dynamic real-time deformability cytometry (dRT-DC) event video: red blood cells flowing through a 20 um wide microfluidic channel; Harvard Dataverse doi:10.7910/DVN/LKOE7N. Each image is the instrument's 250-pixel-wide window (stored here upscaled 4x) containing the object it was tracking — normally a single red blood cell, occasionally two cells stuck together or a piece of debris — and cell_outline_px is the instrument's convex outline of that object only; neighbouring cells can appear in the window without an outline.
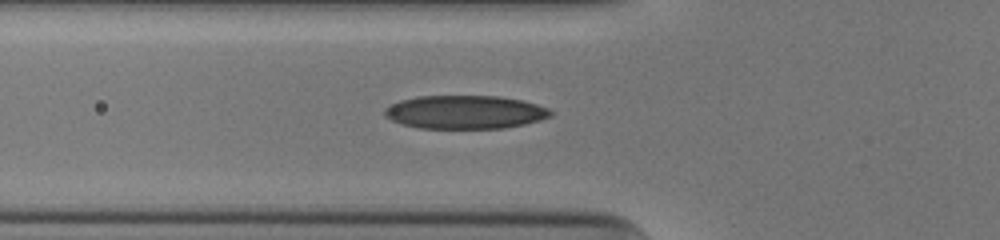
{"species": "human", "species_latin": "Homo sapiens", "temperature_condition": "cold", "stored_images_in_passage": 34, "camera_frame_rate_fps": 3000, "um_per_image_px": 0.085, "donor": {"sex": "male"}, "frame": {"image": 1, "passage_image": 2, "time_ms": 0.333, "image_size_px": [1000, 240], "cell_outline_px": [[552, 116], [540, 120], [524, 124], [504, 128], [420, 128], [400, 124], [384, 116], [384, 108], [400, 100], [416, 96], [500, 96], [524, 100], [548, 108], [552, 112]], "centroid_in_image_um": [39.52, 9.52], "position_along_channel_um": 86.3, "area_um2": 32.48}}
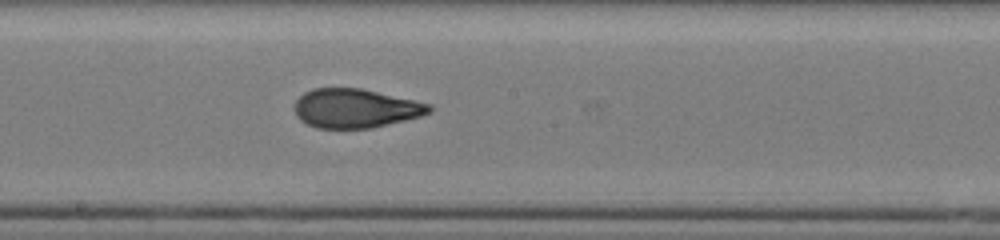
{"frame": {"image": 2, "passage_image": 12, "time_ms": 3.667, "image_size_px": [1000, 240], "cell_outline_px": [[432, 112], [420, 116], [372, 128], [316, 128], [300, 120], [296, 116], [296, 100], [304, 92], [312, 88], [360, 88], [432, 104]], "centroid_in_image_um": [30.22, 9.21], "position_along_channel_um": 218.0, "area_um2": 30.52}}
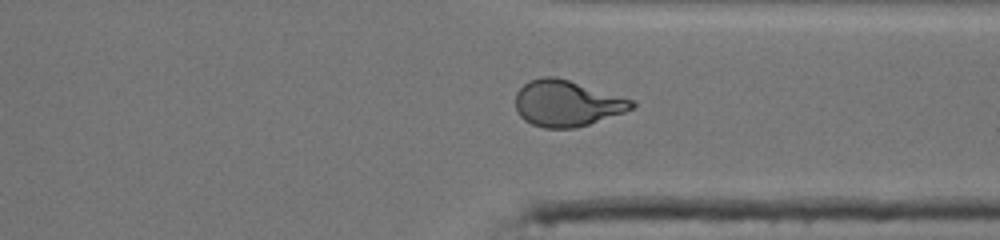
{"frame": {"image": 3, "passage_image": 23, "time_ms": 7.333, "image_size_px": [1000, 240], "cell_outline_px": [[636, 104], [632, 108], [624, 112], [576, 128], [544, 128], [532, 124], [524, 120], [516, 112], [516, 92], [528, 80], [544, 76], [556, 76], [636, 100]], "centroid_in_image_um": [48.17, 8.77], "position_along_channel_um": 363.2, "area_um2": 31.39}}